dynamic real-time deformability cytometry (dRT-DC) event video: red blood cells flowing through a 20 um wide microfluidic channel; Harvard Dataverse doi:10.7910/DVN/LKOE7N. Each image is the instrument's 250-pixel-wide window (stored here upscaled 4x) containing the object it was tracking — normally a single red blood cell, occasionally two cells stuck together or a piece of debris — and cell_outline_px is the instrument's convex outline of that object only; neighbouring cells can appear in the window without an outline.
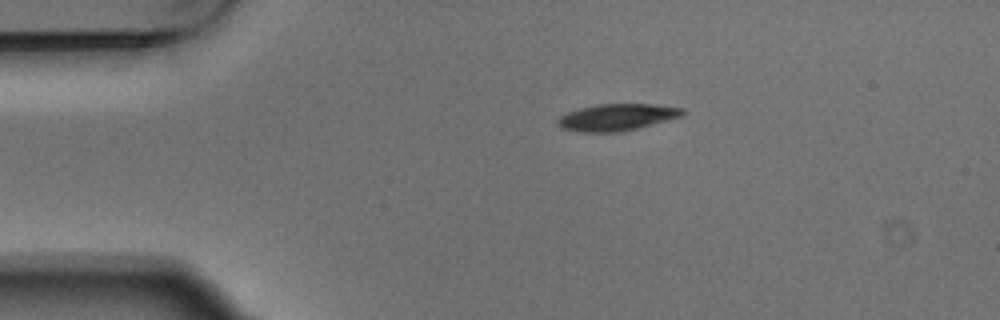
{"species": "Egyptian fruit bat (a non-hibernating species)", "species_latin": "Rousettus aegyptiacus", "temperature_condition": "warm", "stored_images_in_passage": 3, "camera_frame_rate_fps": 3000, "um_per_image_px": 0.085, "animal": {"sex": "male"}, "frame": {"image": 1, "passage_image": 1, "time_ms": 0.0, "image_size_px": [1000, 320], "cell_outline_px": [[688, 112], [680, 116], [636, 128], [620, 132], [576, 132], [560, 128], [556, 124], [556, 120], [560, 116], [568, 112], [580, 108], [600, 104], [652, 104], [684, 108]], "centroid_in_image_um": [52.39, 9.97], "position_along_channel_um": 32.6, "area_um2": 19.42}}
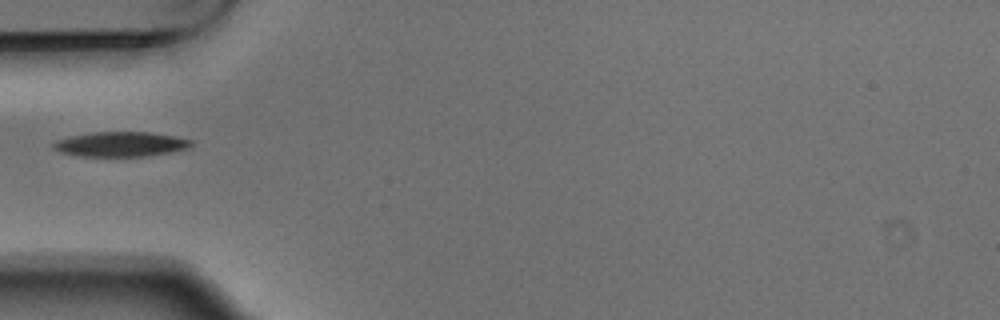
{"frame": {"image": 2, "passage_image": 3, "time_ms": 0.667, "image_size_px": [1000, 320], "cell_outline_px": [[192, 144], [188, 148], [168, 152], [144, 156], [84, 156], [60, 152], [52, 148], [52, 144], [56, 140], [72, 136], [92, 132], [148, 132], [172, 136], [192, 140]], "centroid_in_image_um": [10.22, 12.25], "position_along_channel_um": 74.8, "area_um2": 19.59}}